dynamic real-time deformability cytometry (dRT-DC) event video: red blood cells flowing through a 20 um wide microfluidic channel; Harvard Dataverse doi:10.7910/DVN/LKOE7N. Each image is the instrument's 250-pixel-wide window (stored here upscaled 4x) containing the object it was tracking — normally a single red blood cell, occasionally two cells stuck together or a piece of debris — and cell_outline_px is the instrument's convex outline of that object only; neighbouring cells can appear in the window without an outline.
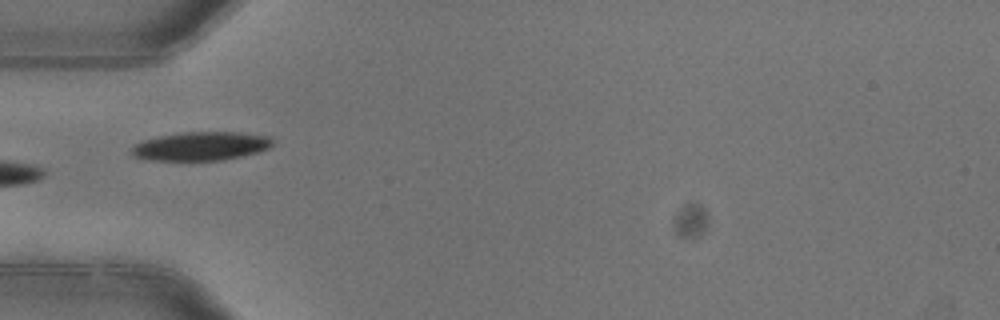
{"species": "common noctule bat (a hibernating species)", "species_latin": "Nyctalus noctula", "temperature_condition": "warm", "stored_images_in_passage": 6, "camera_frame_rate_fps": 3000, "um_per_image_px": 0.085, "animal": {"sex": "female"}, "frame": {"image": 1, "passage_image": 5, "time_ms": 1.333, "image_size_px": [1000, 320], "cell_outline_px": [[272, 144], [268, 148], [260, 152], [224, 160], [144, 160], [132, 156], [128, 152], [136, 144], [144, 140], [160, 136], [184, 132], [240, 132], [272, 136]], "centroid_in_image_um": [17.08, 12.43], "position_along_channel_um": 67.9, "area_um2": 23.76}}